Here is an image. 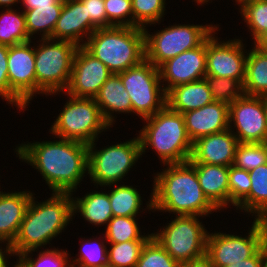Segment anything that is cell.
Returning <instances> with one entry per match:
<instances>
[{
	"instance_id": "1",
	"label": "cell",
	"mask_w": 267,
	"mask_h": 267,
	"mask_svg": "<svg viewBox=\"0 0 267 267\" xmlns=\"http://www.w3.org/2000/svg\"><path fill=\"white\" fill-rule=\"evenodd\" d=\"M17 152L20 159L36 166L52 192H73L88 170V145L82 142H36L19 146Z\"/></svg>"
},
{
	"instance_id": "2",
	"label": "cell",
	"mask_w": 267,
	"mask_h": 267,
	"mask_svg": "<svg viewBox=\"0 0 267 267\" xmlns=\"http://www.w3.org/2000/svg\"><path fill=\"white\" fill-rule=\"evenodd\" d=\"M154 183L149 209L198 217L217 209L203 194L195 165L190 160L168 164L165 171L157 174Z\"/></svg>"
},
{
	"instance_id": "3",
	"label": "cell",
	"mask_w": 267,
	"mask_h": 267,
	"mask_svg": "<svg viewBox=\"0 0 267 267\" xmlns=\"http://www.w3.org/2000/svg\"><path fill=\"white\" fill-rule=\"evenodd\" d=\"M71 193H57L47 201L34 203L33 196L12 246L16 255L47 244L69 223L73 210Z\"/></svg>"
},
{
	"instance_id": "4",
	"label": "cell",
	"mask_w": 267,
	"mask_h": 267,
	"mask_svg": "<svg viewBox=\"0 0 267 267\" xmlns=\"http://www.w3.org/2000/svg\"><path fill=\"white\" fill-rule=\"evenodd\" d=\"M87 39L83 47L112 73L118 74L145 60L144 28H97Z\"/></svg>"
},
{
	"instance_id": "5",
	"label": "cell",
	"mask_w": 267,
	"mask_h": 267,
	"mask_svg": "<svg viewBox=\"0 0 267 267\" xmlns=\"http://www.w3.org/2000/svg\"><path fill=\"white\" fill-rule=\"evenodd\" d=\"M144 120L148 123L138 137L142 153L147 145L152 146L166 166L190 160L193 142L188 136L181 113L172 111L166 105Z\"/></svg>"
},
{
	"instance_id": "6",
	"label": "cell",
	"mask_w": 267,
	"mask_h": 267,
	"mask_svg": "<svg viewBox=\"0 0 267 267\" xmlns=\"http://www.w3.org/2000/svg\"><path fill=\"white\" fill-rule=\"evenodd\" d=\"M41 41L43 43L35 49L36 93L65 92L70 83L73 59L78 46L70 41L49 38H42ZM50 41L53 43L49 44Z\"/></svg>"
},
{
	"instance_id": "7",
	"label": "cell",
	"mask_w": 267,
	"mask_h": 267,
	"mask_svg": "<svg viewBox=\"0 0 267 267\" xmlns=\"http://www.w3.org/2000/svg\"><path fill=\"white\" fill-rule=\"evenodd\" d=\"M70 96L52 125V134L87 145L95 142L100 130L110 125L104 120L94 98Z\"/></svg>"
},
{
	"instance_id": "8",
	"label": "cell",
	"mask_w": 267,
	"mask_h": 267,
	"mask_svg": "<svg viewBox=\"0 0 267 267\" xmlns=\"http://www.w3.org/2000/svg\"><path fill=\"white\" fill-rule=\"evenodd\" d=\"M217 27L174 25L150 35L144 28L145 59L159 68L167 60L200 46Z\"/></svg>"
},
{
	"instance_id": "9",
	"label": "cell",
	"mask_w": 267,
	"mask_h": 267,
	"mask_svg": "<svg viewBox=\"0 0 267 267\" xmlns=\"http://www.w3.org/2000/svg\"><path fill=\"white\" fill-rule=\"evenodd\" d=\"M118 74L130 96L133 113L145 119L166 106V92L163 88L160 89L162 79L159 68L151 62L145 59L140 64Z\"/></svg>"
},
{
	"instance_id": "10",
	"label": "cell",
	"mask_w": 267,
	"mask_h": 267,
	"mask_svg": "<svg viewBox=\"0 0 267 267\" xmlns=\"http://www.w3.org/2000/svg\"><path fill=\"white\" fill-rule=\"evenodd\" d=\"M152 236L181 265L206 254L208 234L197 216H177L165 229Z\"/></svg>"
},
{
	"instance_id": "11",
	"label": "cell",
	"mask_w": 267,
	"mask_h": 267,
	"mask_svg": "<svg viewBox=\"0 0 267 267\" xmlns=\"http://www.w3.org/2000/svg\"><path fill=\"white\" fill-rule=\"evenodd\" d=\"M88 145V173L97 185H112L122 179L142 155L139 138L93 151Z\"/></svg>"
},
{
	"instance_id": "12",
	"label": "cell",
	"mask_w": 267,
	"mask_h": 267,
	"mask_svg": "<svg viewBox=\"0 0 267 267\" xmlns=\"http://www.w3.org/2000/svg\"><path fill=\"white\" fill-rule=\"evenodd\" d=\"M262 234L263 220L257 218L245 238L223 233H208L206 255L215 267H225L245 260L260 249Z\"/></svg>"
},
{
	"instance_id": "13",
	"label": "cell",
	"mask_w": 267,
	"mask_h": 267,
	"mask_svg": "<svg viewBox=\"0 0 267 267\" xmlns=\"http://www.w3.org/2000/svg\"><path fill=\"white\" fill-rule=\"evenodd\" d=\"M238 130L239 143H266L267 120L263 96L243 94L229 105V123Z\"/></svg>"
},
{
	"instance_id": "14",
	"label": "cell",
	"mask_w": 267,
	"mask_h": 267,
	"mask_svg": "<svg viewBox=\"0 0 267 267\" xmlns=\"http://www.w3.org/2000/svg\"><path fill=\"white\" fill-rule=\"evenodd\" d=\"M30 43L31 40L9 46L8 51L10 96L22 108L26 107L36 92L35 48L32 49Z\"/></svg>"
},
{
	"instance_id": "15",
	"label": "cell",
	"mask_w": 267,
	"mask_h": 267,
	"mask_svg": "<svg viewBox=\"0 0 267 267\" xmlns=\"http://www.w3.org/2000/svg\"><path fill=\"white\" fill-rule=\"evenodd\" d=\"M112 72L83 46L76 50L66 93L74 97L95 98Z\"/></svg>"
},
{
	"instance_id": "16",
	"label": "cell",
	"mask_w": 267,
	"mask_h": 267,
	"mask_svg": "<svg viewBox=\"0 0 267 267\" xmlns=\"http://www.w3.org/2000/svg\"><path fill=\"white\" fill-rule=\"evenodd\" d=\"M212 35L206 39V75L236 79L243 85L247 57L241 40L219 44Z\"/></svg>"
},
{
	"instance_id": "17",
	"label": "cell",
	"mask_w": 267,
	"mask_h": 267,
	"mask_svg": "<svg viewBox=\"0 0 267 267\" xmlns=\"http://www.w3.org/2000/svg\"><path fill=\"white\" fill-rule=\"evenodd\" d=\"M160 78L169 83L166 94L182 84L204 79L206 76V40L197 48L180 53L159 67Z\"/></svg>"
},
{
	"instance_id": "18",
	"label": "cell",
	"mask_w": 267,
	"mask_h": 267,
	"mask_svg": "<svg viewBox=\"0 0 267 267\" xmlns=\"http://www.w3.org/2000/svg\"><path fill=\"white\" fill-rule=\"evenodd\" d=\"M239 144L230 128L201 137L193 142L190 161L210 165L231 166Z\"/></svg>"
},
{
	"instance_id": "19",
	"label": "cell",
	"mask_w": 267,
	"mask_h": 267,
	"mask_svg": "<svg viewBox=\"0 0 267 267\" xmlns=\"http://www.w3.org/2000/svg\"><path fill=\"white\" fill-rule=\"evenodd\" d=\"M182 115L192 142L232 127L229 123V105L223 102L214 101Z\"/></svg>"
},
{
	"instance_id": "20",
	"label": "cell",
	"mask_w": 267,
	"mask_h": 267,
	"mask_svg": "<svg viewBox=\"0 0 267 267\" xmlns=\"http://www.w3.org/2000/svg\"><path fill=\"white\" fill-rule=\"evenodd\" d=\"M32 193H2L0 191V239L7 241L6 254H15L12 243L32 198Z\"/></svg>"
},
{
	"instance_id": "21",
	"label": "cell",
	"mask_w": 267,
	"mask_h": 267,
	"mask_svg": "<svg viewBox=\"0 0 267 267\" xmlns=\"http://www.w3.org/2000/svg\"><path fill=\"white\" fill-rule=\"evenodd\" d=\"M96 29L87 16L85 4L81 0L68 1L63 4L52 40L57 38V40L70 41L79 47L83 46L79 38L87 35L88 31V36H90Z\"/></svg>"
},
{
	"instance_id": "22",
	"label": "cell",
	"mask_w": 267,
	"mask_h": 267,
	"mask_svg": "<svg viewBox=\"0 0 267 267\" xmlns=\"http://www.w3.org/2000/svg\"><path fill=\"white\" fill-rule=\"evenodd\" d=\"M203 194L217 208L229 203V167L193 163Z\"/></svg>"
},
{
	"instance_id": "23",
	"label": "cell",
	"mask_w": 267,
	"mask_h": 267,
	"mask_svg": "<svg viewBox=\"0 0 267 267\" xmlns=\"http://www.w3.org/2000/svg\"><path fill=\"white\" fill-rule=\"evenodd\" d=\"M214 102L210 89L201 79L173 87L166 94V105L174 112L184 114Z\"/></svg>"
},
{
	"instance_id": "24",
	"label": "cell",
	"mask_w": 267,
	"mask_h": 267,
	"mask_svg": "<svg viewBox=\"0 0 267 267\" xmlns=\"http://www.w3.org/2000/svg\"><path fill=\"white\" fill-rule=\"evenodd\" d=\"M94 99L104 120L110 126L113 122L110 111L133 112L130 96L125 90L119 74L112 73Z\"/></svg>"
},
{
	"instance_id": "25",
	"label": "cell",
	"mask_w": 267,
	"mask_h": 267,
	"mask_svg": "<svg viewBox=\"0 0 267 267\" xmlns=\"http://www.w3.org/2000/svg\"><path fill=\"white\" fill-rule=\"evenodd\" d=\"M244 94L249 96L267 95V52L253 48L247 55Z\"/></svg>"
},
{
	"instance_id": "26",
	"label": "cell",
	"mask_w": 267,
	"mask_h": 267,
	"mask_svg": "<svg viewBox=\"0 0 267 267\" xmlns=\"http://www.w3.org/2000/svg\"><path fill=\"white\" fill-rule=\"evenodd\" d=\"M249 195L237 206L247 212L257 213V219L267 218V163L249 171ZM254 211V212H253Z\"/></svg>"
},
{
	"instance_id": "27",
	"label": "cell",
	"mask_w": 267,
	"mask_h": 267,
	"mask_svg": "<svg viewBox=\"0 0 267 267\" xmlns=\"http://www.w3.org/2000/svg\"><path fill=\"white\" fill-rule=\"evenodd\" d=\"M77 201H72L73 214L75 210H79L82 216L95 225L108 223L113 217L109 194L92 192L85 195L83 198H76Z\"/></svg>"
},
{
	"instance_id": "28",
	"label": "cell",
	"mask_w": 267,
	"mask_h": 267,
	"mask_svg": "<svg viewBox=\"0 0 267 267\" xmlns=\"http://www.w3.org/2000/svg\"><path fill=\"white\" fill-rule=\"evenodd\" d=\"M63 5L36 6L34 9L25 10L26 28L28 37L43 31V39H51L57 20L60 17ZM42 30V31H41Z\"/></svg>"
},
{
	"instance_id": "29",
	"label": "cell",
	"mask_w": 267,
	"mask_h": 267,
	"mask_svg": "<svg viewBox=\"0 0 267 267\" xmlns=\"http://www.w3.org/2000/svg\"><path fill=\"white\" fill-rule=\"evenodd\" d=\"M0 44L14 46L29 41L24 12L19 14L12 9L0 15Z\"/></svg>"
},
{
	"instance_id": "30",
	"label": "cell",
	"mask_w": 267,
	"mask_h": 267,
	"mask_svg": "<svg viewBox=\"0 0 267 267\" xmlns=\"http://www.w3.org/2000/svg\"><path fill=\"white\" fill-rule=\"evenodd\" d=\"M113 216L136 217L141 207V196L131 186H118L109 193Z\"/></svg>"
},
{
	"instance_id": "31",
	"label": "cell",
	"mask_w": 267,
	"mask_h": 267,
	"mask_svg": "<svg viewBox=\"0 0 267 267\" xmlns=\"http://www.w3.org/2000/svg\"><path fill=\"white\" fill-rule=\"evenodd\" d=\"M138 223L134 217L113 216L107 225L105 237L110 243H122L131 240H149L152 234L140 236Z\"/></svg>"
},
{
	"instance_id": "32",
	"label": "cell",
	"mask_w": 267,
	"mask_h": 267,
	"mask_svg": "<svg viewBox=\"0 0 267 267\" xmlns=\"http://www.w3.org/2000/svg\"><path fill=\"white\" fill-rule=\"evenodd\" d=\"M133 17L126 20L128 27L145 28L144 24L158 22L165 9V0H131Z\"/></svg>"
},
{
	"instance_id": "33",
	"label": "cell",
	"mask_w": 267,
	"mask_h": 267,
	"mask_svg": "<svg viewBox=\"0 0 267 267\" xmlns=\"http://www.w3.org/2000/svg\"><path fill=\"white\" fill-rule=\"evenodd\" d=\"M148 240H131L111 243L108 251V267H136L143 246Z\"/></svg>"
},
{
	"instance_id": "34",
	"label": "cell",
	"mask_w": 267,
	"mask_h": 267,
	"mask_svg": "<svg viewBox=\"0 0 267 267\" xmlns=\"http://www.w3.org/2000/svg\"><path fill=\"white\" fill-rule=\"evenodd\" d=\"M267 163L266 143H239L235 151L233 165L237 168L251 171Z\"/></svg>"
},
{
	"instance_id": "35",
	"label": "cell",
	"mask_w": 267,
	"mask_h": 267,
	"mask_svg": "<svg viewBox=\"0 0 267 267\" xmlns=\"http://www.w3.org/2000/svg\"><path fill=\"white\" fill-rule=\"evenodd\" d=\"M204 79L214 101L230 105L244 94L243 85L236 79L209 75H206Z\"/></svg>"
},
{
	"instance_id": "36",
	"label": "cell",
	"mask_w": 267,
	"mask_h": 267,
	"mask_svg": "<svg viewBox=\"0 0 267 267\" xmlns=\"http://www.w3.org/2000/svg\"><path fill=\"white\" fill-rule=\"evenodd\" d=\"M136 267H182L152 236L143 246Z\"/></svg>"
},
{
	"instance_id": "37",
	"label": "cell",
	"mask_w": 267,
	"mask_h": 267,
	"mask_svg": "<svg viewBox=\"0 0 267 267\" xmlns=\"http://www.w3.org/2000/svg\"><path fill=\"white\" fill-rule=\"evenodd\" d=\"M229 203L238 206L248 195L251 189L249 171L229 166Z\"/></svg>"
},
{
	"instance_id": "38",
	"label": "cell",
	"mask_w": 267,
	"mask_h": 267,
	"mask_svg": "<svg viewBox=\"0 0 267 267\" xmlns=\"http://www.w3.org/2000/svg\"><path fill=\"white\" fill-rule=\"evenodd\" d=\"M245 22L252 30L253 39L267 30V0H261L243 5L241 12Z\"/></svg>"
},
{
	"instance_id": "39",
	"label": "cell",
	"mask_w": 267,
	"mask_h": 267,
	"mask_svg": "<svg viewBox=\"0 0 267 267\" xmlns=\"http://www.w3.org/2000/svg\"><path fill=\"white\" fill-rule=\"evenodd\" d=\"M30 251L19 255L20 261L25 267H76L74 264L69 265L67 252L60 250H48L39 253V257L34 260L28 257ZM68 264V265H67Z\"/></svg>"
},
{
	"instance_id": "40",
	"label": "cell",
	"mask_w": 267,
	"mask_h": 267,
	"mask_svg": "<svg viewBox=\"0 0 267 267\" xmlns=\"http://www.w3.org/2000/svg\"><path fill=\"white\" fill-rule=\"evenodd\" d=\"M103 244L88 240L81 249L80 258L73 262L79 263V267H108V251Z\"/></svg>"
},
{
	"instance_id": "41",
	"label": "cell",
	"mask_w": 267,
	"mask_h": 267,
	"mask_svg": "<svg viewBox=\"0 0 267 267\" xmlns=\"http://www.w3.org/2000/svg\"><path fill=\"white\" fill-rule=\"evenodd\" d=\"M104 7L107 15V27L126 26L123 18L129 14L133 15L131 0H104ZM114 19L115 21H113Z\"/></svg>"
},
{
	"instance_id": "42",
	"label": "cell",
	"mask_w": 267,
	"mask_h": 267,
	"mask_svg": "<svg viewBox=\"0 0 267 267\" xmlns=\"http://www.w3.org/2000/svg\"><path fill=\"white\" fill-rule=\"evenodd\" d=\"M8 51L9 46L0 44V95L9 103H15L21 110L23 108L10 96V84L8 79Z\"/></svg>"
},
{
	"instance_id": "43",
	"label": "cell",
	"mask_w": 267,
	"mask_h": 267,
	"mask_svg": "<svg viewBox=\"0 0 267 267\" xmlns=\"http://www.w3.org/2000/svg\"><path fill=\"white\" fill-rule=\"evenodd\" d=\"M86 6L87 16L96 28L107 27L104 0H81Z\"/></svg>"
},
{
	"instance_id": "44",
	"label": "cell",
	"mask_w": 267,
	"mask_h": 267,
	"mask_svg": "<svg viewBox=\"0 0 267 267\" xmlns=\"http://www.w3.org/2000/svg\"><path fill=\"white\" fill-rule=\"evenodd\" d=\"M225 267H263V259L260 250H258L252 257Z\"/></svg>"
},
{
	"instance_id": "45",
	"label": "cell",
	"mask_w": 267,
	"mask_h": 267,
	"mask_svg": "<svg viewBox=\"0 0 267 267\" xmlns=\"http://www.w3.org/2000/svg\"><path fill=\"white\" fill-rule=\"evenodd\" d=\"M25 10L34 9L36 6L63 5L61 0H22Z\"/></svg>"
},
{
	"instance_id": "46",
	"label": "cell",
	"mask_w": 267,
	"mask_h": 267,
	"mask_svg": "<svg viewBox=\"0 0 267 267\" xmlns=\"http://www.w3.org/2000/svg\"><path fill=\"white\" fill-rule=\"evenodd\" d=\"M182 267H215L210 258L205 254L199 258L192 259L189 262H186Z\"/></svg>"
},
{
	"instance_id": "47",
	"label": "cell",
	"mask_w": 267,
	"mask_h": 267,
	"mask_svg": "<svg viewBox=\"0 0 267 267\" xmlns=\"http://www.w3.org/2000/svg\"><path fill=\"white\" fill-rule=\"evenodd\" d=\"M260 253L263 259V267H267V224L263 220V234L260 241Z\"/></svg>"
},
{
	"instance_id": "48",
	"label": "cell",
	"mask_w": 267,
	"mask_h": 267,
	"mask_svg": "<svg viewBox=\"0 0 267 267\" xmlns=\"http://www.w3.org/2000/svg\"><path fill=\"white\" fill-rule=\"evenodd\" d=\"M255 48L264 50L267 52V30L262 32L256 39H255Z\"/></svg>"
},
{
	"instance_id": "49",
	"label": "cell",
	"mask_w": 267,
	"mask_h": 267,
	"mask_svg": "<svg viewBox=\"0 0 267 267\" xmlns=\"http://www.w3.org/2000/svg\"><path fill=\"white\" fill-rule=\"evenodd\" d=\"M0 241L4 242L5 240L0 239ZM3 253L2 249H0V267H8L5 261V253Z\"/></svg>"
},
{
	"instance_id": "50",
	"label": "cell",
	"mask_w": 267,
	"mask_h": 267,
	"mask_svg": "<svg viewBox=\"0 0 267 267\" xmlns=\"http://www.w3.org/2000/svg\"><path fill=\"white\" fill-rule=\"evenodd\" d=\"M19 1L20 0H0V6L4 5L6 7H9L11 4H14Z\"/></svg>"
},
{
	"instance_id": "51",
	"label": "cell",
	"mask_w": 267,
	"mask_h": 267,
	"mask_svg": "<svg viewBox=\"0 0 267 267\" xmlns=\"http://www.w3.org/2000/svg\"><path fill=\"white\" fill-rule=\"evenodd\" d=\"M239 4H241V6L252 3V2H257V1H261V0H236Z\"/></svg>"
},
{
	"instance_id": "52",
	"label": "cell",
	"mask_w": 267,
	"mask_h": 267,
	"mask_svg": "<svg viewBox=\"0 0 267 267\" xmlns=\"http://www.w3.org/2000/svg\"><path fill=\"white\" fill-rule=\"evenodd\" d=\"M263 103H264V108H265V113H266V120H267V95L263 96Z\"/></svg>"
},
{
	"instance_id": "53",
	"label": "cell",
	"mask_w": 267,
	"mask_h": 267,
	"mask_svg": "<svg viewBox=\"0 0 267 267\" xmlns=\"http://www.w3.org/2000/svg\"><path fill=\"white\" fill-rule=\"evenodd\" d=\"M14 267H25L24 264L19 260L18 264H15Z\"/></svg>"
},
{
	"instance_id": "54",
	"label": "cell",
	"mask_w": 267,
	"mask_h": 267,
	"mask_svg": "<svg viewBox=\"0 0 267 267\" xmlns=\"http://www.w3.org/2000/svg\"><path fill=\"white\" fill-rule=\"evenodd\" d=\"M198 3L208 2L209 0H196Z\"/></svg>"
},
{
	"instance_id": "55",
	"label": "cell",
	"mask_w": 267,
	"mask_h": 267,
	"mask_svg": "<svg viewBox=\"0 0 267 267\" xmlns=\"http://www.w3.org/2000/svg\"><path fill=\"white\" fill-rule=\"evenodd\" d=\"M62 2H68V1H78V0H61Z\"/></svg>"
}]
</instances>
